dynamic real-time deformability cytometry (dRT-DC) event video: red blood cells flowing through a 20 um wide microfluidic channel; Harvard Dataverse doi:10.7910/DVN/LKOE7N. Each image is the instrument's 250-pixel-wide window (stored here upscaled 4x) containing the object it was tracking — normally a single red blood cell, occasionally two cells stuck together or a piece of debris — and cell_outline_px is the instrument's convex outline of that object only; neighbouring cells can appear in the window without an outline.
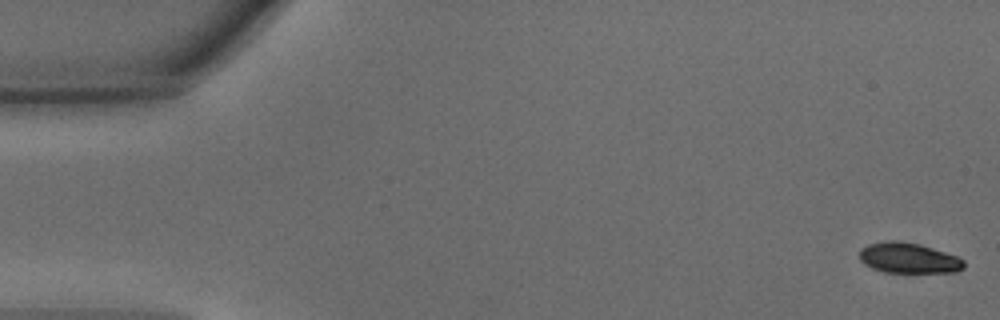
{"species": "common noctule bat (a hibernating species)", "species_latin": "Nyctalus noctula", "temperature_condition": "warm", "stored_images_in_passage": 46, "camera_frame_rate_fps": 3000, "um_per_image_px": 0.085, "animal": {"sex": "male", "body_mass_g": 15.6}, "frame": {"image": 1, "passage_image": 1, "time_ms": 0.0, "image_size_px": [1000, 320], "cell_outline_px": [[964, 268], [956, 272], [884, 272], [872, 268], [864, 264], [860, 260], [860, 248], [868, 244], [888, 240], [896, 240], [920, 244], [956, 256], [964, 260]], "centroid_in_image_um": [77.2, 21.93], "position_along_channel_um": 7.8, "area_um2": 18.5}}
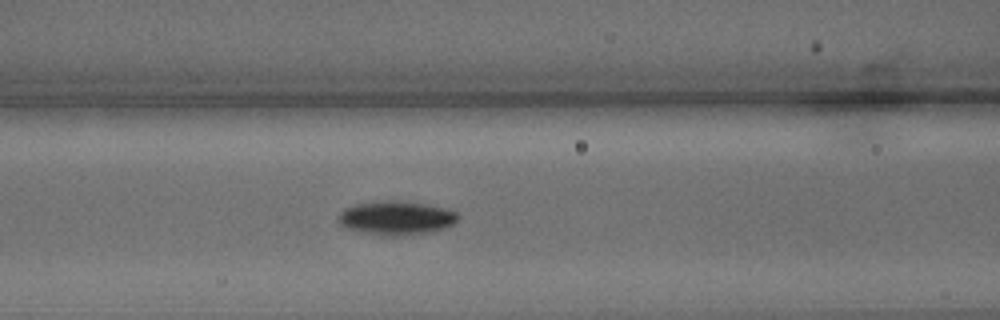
{"frame": {"image": 2, "passage_image": 19, "time_ms": 6.0, "image_size_px": [1000, 320], "cell_outline_px": [[460, 216], [452, 224], [444, 228], [404, 236], [380, 236], [348, 228], [340, 224], [336, 220], [340, 212], [344, 208], [356, 204], [384, 200], [400, 200], [424, 204], [456, 212]], "centroid_in_image_um": [33.61, 18.52], "position_along_channel_um": 133.0, "area_um2": 23.41}}
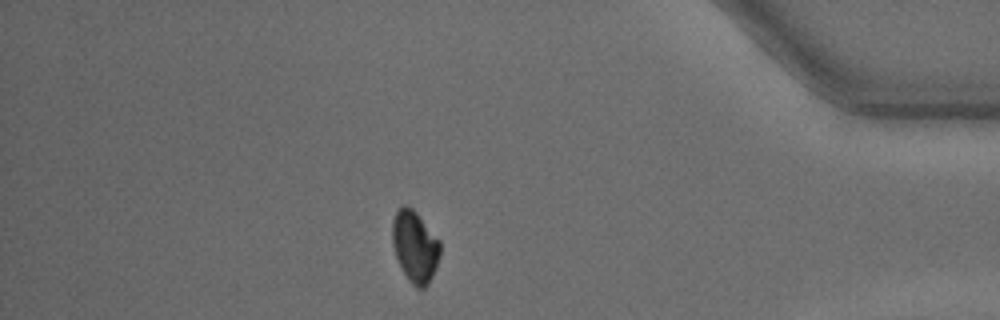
{"frame": {"image": 3, "passage_image": 40, "time_ms": 13.0, "image_size_px": [1000, 320], "cell_outline_px": [[440, 256], [432, 276], [428, 284], [424, 288], [416, 288], [408, 280], [396, 256], [392, 244], [392, 220], [396, 212], [404, 204], [408, 204], [416, 212], [440, 240]], "centroid_in_image_um": [35.27, 20.94], "position_along_channel_um": 399.9, "area_um2": 19.88}, "authors_computed_cell_mechanics": {"area_um2": 20.5768, "velocity_mm_per_s": 4.3641, "shape_relaxation_time_tau1_ms": 2.2455, "shape_relaxation_time_tau2_ms": 4.0941, "deformation_change_tau1": 0.128, "deformation_change_tau2": 0.0606}}